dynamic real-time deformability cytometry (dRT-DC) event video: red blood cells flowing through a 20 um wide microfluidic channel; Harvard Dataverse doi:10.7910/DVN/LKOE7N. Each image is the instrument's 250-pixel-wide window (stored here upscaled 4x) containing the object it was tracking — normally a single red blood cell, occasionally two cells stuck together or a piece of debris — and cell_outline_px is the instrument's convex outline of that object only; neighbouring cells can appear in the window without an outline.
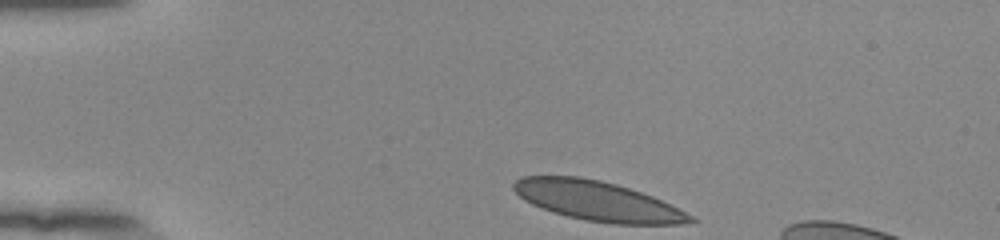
{"species": "human", "species_latin": "Homo sapiens", "temperature_condition": "room temperature", "stored_images_in_passage": 35, "camera_frame_rate_fps": 3000, "um_per_image_px": 0.085, "donor": {"sex": "female"}, "frame": {"image": 1, "passage_image": 1, "time_ms": 0.0, "image_size_px": [1000, 240], "cell_outline_px": [[700, 220], [680, 224], [616, 224], [584, 220], [568, 216], [532, 204], [524, 200], [512, 188], [512, 184], [520, 176], [580, 176], [600, 180], [616, 184], [652, 196]], "centroid_in_image_um": [50.76, 17.07], "position_along_channel_um": 34.2, "area_um2": 40.29}}
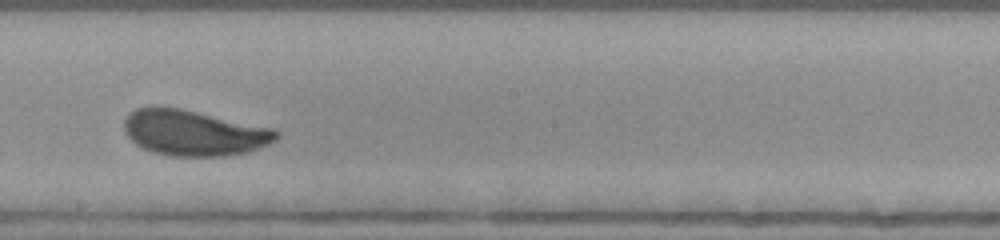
{"frame": {"image": 2, "passage_image": 21, "time_ms": 6.667, "image_size_px": [1000, 240], "cell_outline_px": [[280, 136], [276, 140], [260, 148], [248, 152], [224, 156], [172, 156], [152, 152], [136, 144], [128, 136], [124, 128], [124, 120], [128, 112], [136, 108], [148, 104], [156, 104], [180, 108], [276, 128], [280, 132]], "centroid_in_image_um": [16.48, 11.26], "position_along_channel_um": 231.7, "area_um2": 41.33}}
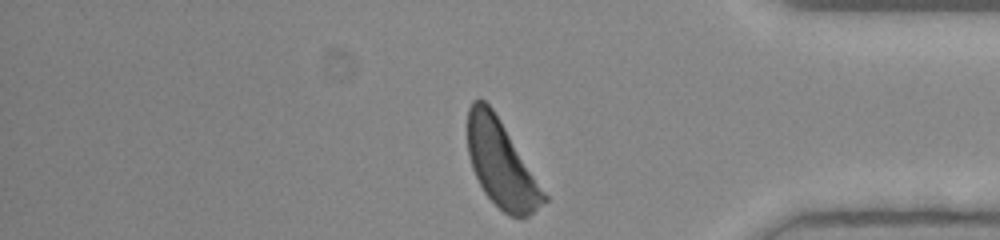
{"frame": {"image": 3, "passage_image": 35, "time_ms": 11.333, "image_size_px": [1000, 240], "cell_outline_px": [[548, 200], [528, 216], [512, 216], [504, 212], [484, 192], [472, 168], [468, 152], [468, 108], [472, 100], [484, 100], [492, 108], [500, 120], [548, 196]], "centroid_in_image_um": [42.6, 13.93], "position_along_channel_um": 392.6, "area_um2": 37.74}, "authors_computed_cell_mechanics": {"area_um2": 40.46, "velocity_mm_per_s": 3.829, "shape_relaxation_time_tau1_ms": 6.2186, "shape_relaxation_time_tau2_ms": null, "deformation_change_tau1": 0.187, "deformation_change_tau2": null}}